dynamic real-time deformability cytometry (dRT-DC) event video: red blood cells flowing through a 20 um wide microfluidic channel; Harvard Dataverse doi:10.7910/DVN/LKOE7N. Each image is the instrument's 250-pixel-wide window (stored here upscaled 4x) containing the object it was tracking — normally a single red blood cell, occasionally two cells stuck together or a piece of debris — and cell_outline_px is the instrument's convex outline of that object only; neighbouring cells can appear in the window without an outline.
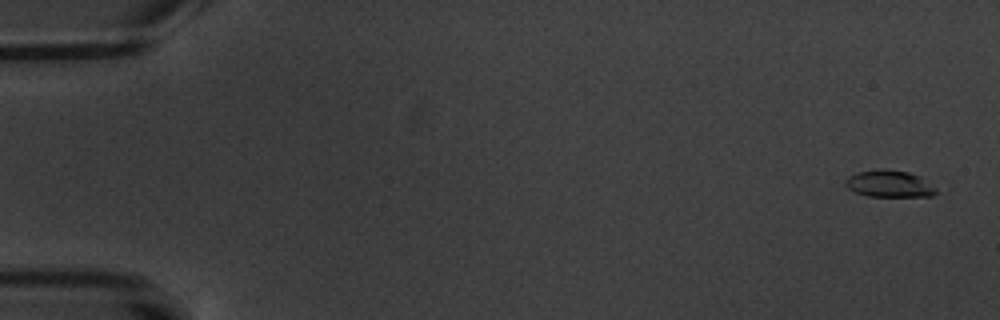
{"species": "common noctule bat (a hibernating species)", "species_latin": "Nyctalus noctula", "temperature_condition": "warm", "stored_images_in_passage": 10, "camera_frame_rate_fps": 3000, "um_per_image_px": 0.085, "animal": {"sex": "male", "body_mass_g": 20.1, "forearm_length_mm": 53.5}, "frame": {"image": 1, "passage_image": 1, "time_ms": 0.0, "image_size_px": [1000, 320], "cell_outline_px": [[936, 192], [932, 196], [868, 196], [856, 192], [848, 188], [844, 184], [844, 180], [848, 176], [856, 172], [884, 168], [908, 172], [920, 176], [936, 188]], "centroid_in_image_um": [75.56, 15.61], "position_along_channel_um": 9.4, "area_um2": 14.22}}
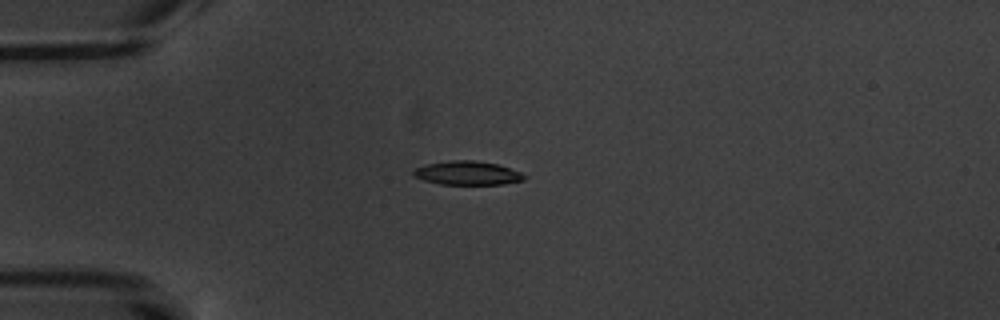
{"frame": {"image": 2, "passage_image": 5, "time_ms": 4.667, "image_size_px": [1000, 320], "cell_outline_px": [[528, 176], [524, 180], [504, 184], [440, 184], [424, 180], [416, 176], [412, 172], [416, 168], [424, 164], [452, 160], [476, 160], [496, 164], [520, 172]], "centroid_in_image_um": [39.75, 14.7], "position_along_channel_um": 45.3, "area_um2": 15.26}}
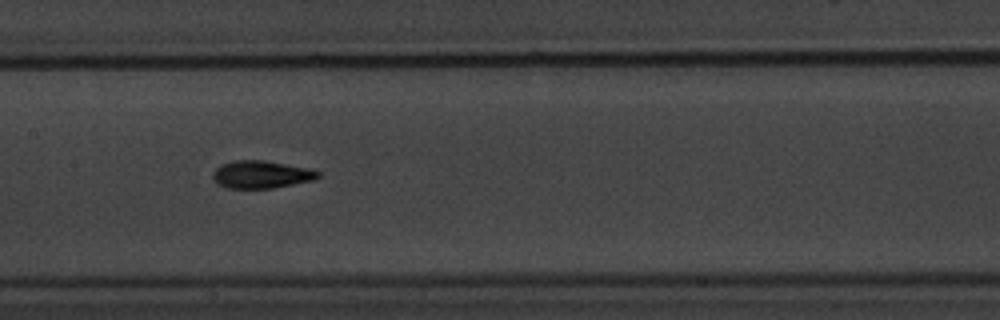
{"frame": {"image": 3, "passage_image": 9, "time_ms": 9.333, "image_size_px": [1000, 320], "cell_outline_px": [[320, 176], [312, 180], [272, 188], [224, 188], [216, 184], [212, 176], [212, 172], [220, 164], [232, 160], [264, 160], [312, 168], [320, 172]], "centroid_in_image_um": [22.17, 14.82], "position_along_channel_um": 185.2, "area_um2": 17.17}}